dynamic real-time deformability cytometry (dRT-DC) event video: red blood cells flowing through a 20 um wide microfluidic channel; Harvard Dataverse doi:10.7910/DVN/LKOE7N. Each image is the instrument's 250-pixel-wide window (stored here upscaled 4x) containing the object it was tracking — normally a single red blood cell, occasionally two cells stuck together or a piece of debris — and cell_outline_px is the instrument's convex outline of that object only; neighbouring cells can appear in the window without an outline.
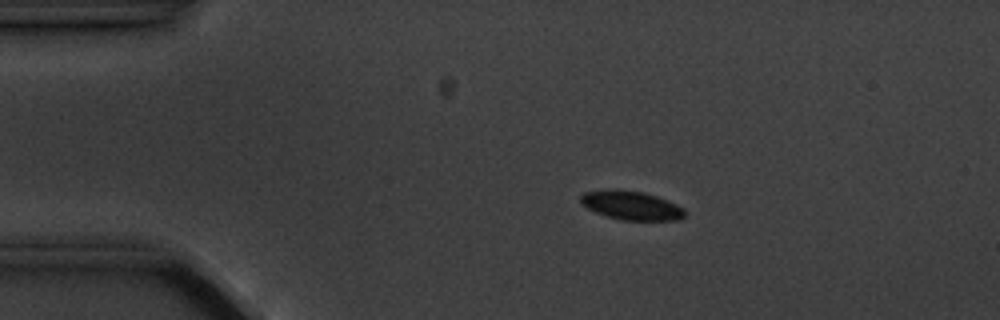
{"species": "common noctule bat (a hibernating species)", "species_latin": "Nyctalus noctula", "temperature_condition": "cold", "stored_images_in_passage": 15, "camera_frame_rate_fps": 3000, "um_per_image_px": 0.085, "animal": {"sex": "male", "body_mass_g": 20.1, "forearm_length_mm": 53.5}, "frame": {"image": 1, "passage_image": 3, "time_ms": 3.0, "image_size_px": [1000, 320], "cell_outline_px": [[684, 216], [680, 220], [620, 220], [596, 212], [588, 208], [580, 200], [580, 196], [584, 192], [608, 188], [616, 188], [644, 192], [656, 196], [676, 204], [684, 208]], "centroid_in_image_um": [53.65, 17.44], "position_along_channel_um": 31.4, "area_um2": 17.57}}
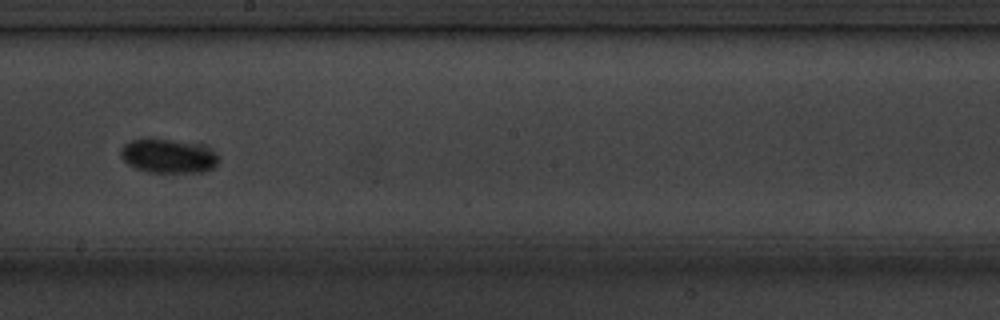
{"frame": {"image": 2, "passage_image": 9, "time_ms": 10.0, "image_size_px": [1000, 320], "cell_outline_px": [[220, 160], [212, 168], [204, 172], [148, 172], [136, 168], [128, 164], [120, 156], [120, 148], [124, 144], [132, 140], [172, 140], [216, 152], [220, 156]], "centroid_in_image_um": [14.26, 13.3], "position_along_channel_um": 233.9, "area_um2": 18.73}}
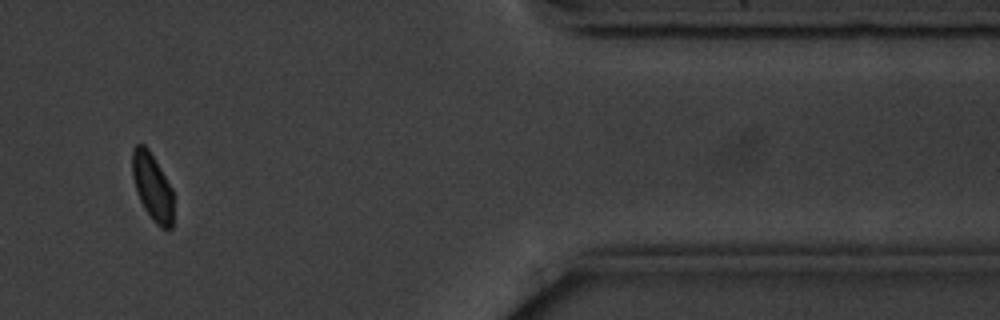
{"frame": {"image": 3, "passage_image": 13, "time_ms": 15.667, "image_size_px": [1000, 320], "cell_outline_px": [[172, 228], [168, 232], [160, 228], [152, 220], [144, 208], [136, 192], [132, 176], [132, 152], [136, 144], [144, 144], [148, 148], [172, 188]], "centroid_in_image_um": [12.94, 15.92], "position_along_channel_um": 398.5, "area_um2": 16.18}, "authors_computed_cell_mechanics": {"area_um2": 17.1088, "velocity_mm_per_s": 3.5232, "shape_relaxation_time_tau1_ms": 0.8123, "shape_relaxation_time_tau2_ms": null, "deformation_change_tau1": 0.0404, "deformation_change_tau2": null}}